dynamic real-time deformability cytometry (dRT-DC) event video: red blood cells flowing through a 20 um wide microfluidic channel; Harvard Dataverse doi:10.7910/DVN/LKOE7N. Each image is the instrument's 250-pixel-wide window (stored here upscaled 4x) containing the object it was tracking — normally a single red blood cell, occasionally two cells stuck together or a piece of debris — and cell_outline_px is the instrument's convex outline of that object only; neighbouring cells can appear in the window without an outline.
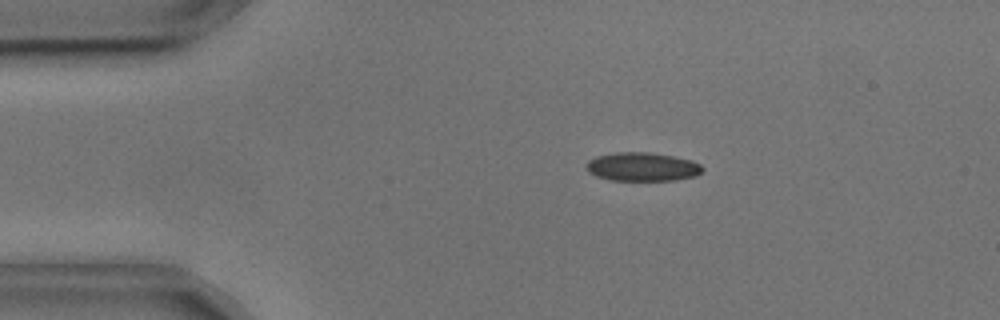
{"species": "common noctule bat (a hibernating species)", "species_latin": "Nyctalus noctula", "temperature_condition": "cold", "stored_images_in_passage": 54, "camera_frame_rate_fps": 3000, "um_per_image_px": 0.085, "animal": {"sex": "male", "body_mass_g": 17.9, "forearm_length_mm": 54.2}, "frame": {"image": 1, "passage_image": 9, "time_ms": 2.667, "image_size_px": [1000, 320], "cell_outline_px": [[704, 168], [696, 176], [676, 180], [612, 180], [596, 176], [588, 172], [588, 160], [596, 156], [616, 152], [648, 152], [672, 156], [692, 160], [700, 164]], "centroid_in_image_um": [54.61, 14.17], "position_along_channel_um": 30.4, "area_um2": 19.31}}
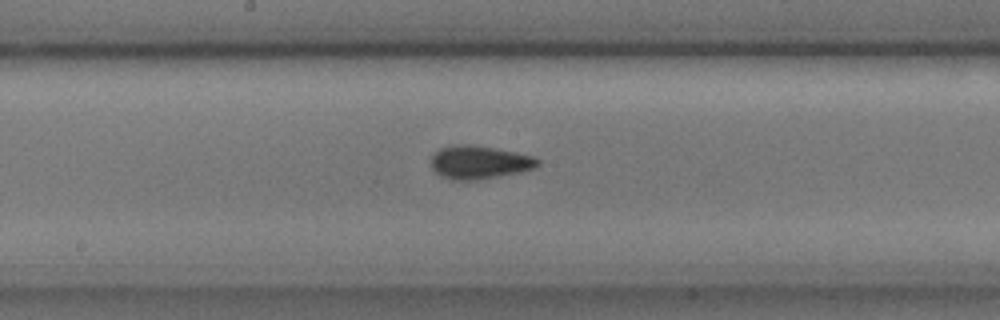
{"frame": {"image": 2, "passage_image": 27, "time_ms": 8.667, "image_size_px": [1000, 320], "cell_outline_px": [[540, 164], [536, 168], [520, 172], [500, 176], [476, 180], [452, 180], [440, 176], [432, 168], [432, 156], [440, 148], [456, 144], [468, 144], [516, 152], [532, 156], [540, 160]], "centroid_in_image_um": [40.75, 13.8], "position_along_channel_um": 207.4, "area_um2": 20.63}}
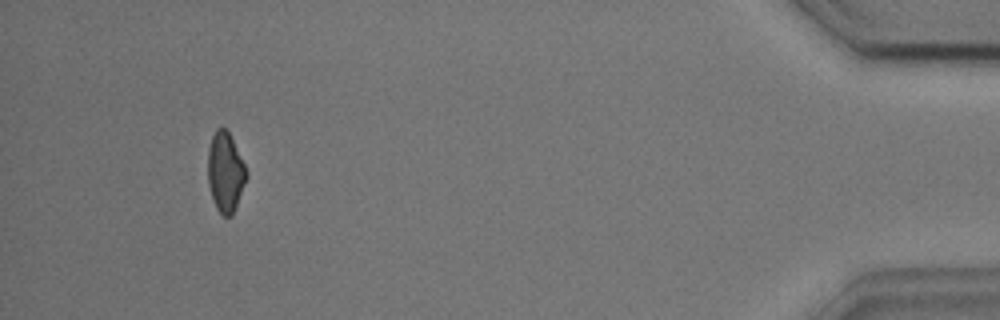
{"frame": {"image": 3, "passage_image": 50, "time_ms": 16.333, "image_size_px": [1000, 320], "cell_outline_px": [[248, 176], [232, 216], [224, 216], [216, 208], [208, 184], [208, 148], [212, 136], [216, 128], [224, 128], [228, 132], [248, 172]], "centroid_in_image_um": [19.15, 14.64], "position_along_channel_um": 416.0, "area_um2": 17.69}, "authors_computed_cell_mechanics": {"area_um2": 19.2185, "velocity_mm_per_s": 3.6492, "shape_relaxation_time_tau1_ms": 4.7257, "shape_relaxation_time_tau2_ms": 3.6306, "deformation_change_tau1": 0.1102, "deformation_change_tau2": 0.0923}}